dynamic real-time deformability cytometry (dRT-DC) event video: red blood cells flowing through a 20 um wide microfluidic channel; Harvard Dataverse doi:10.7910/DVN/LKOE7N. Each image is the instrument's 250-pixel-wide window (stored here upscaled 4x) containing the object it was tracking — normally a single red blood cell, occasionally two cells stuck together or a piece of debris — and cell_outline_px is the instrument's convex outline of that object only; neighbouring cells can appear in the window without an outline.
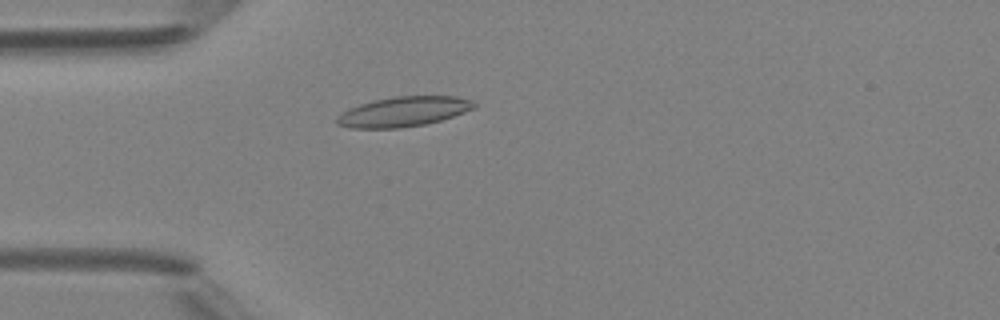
{"species": "Egyptian fruit bat (a non-hibernating species)", "species_latin": "Rousettus aegyptiacus", "temperature_condition": "room temperature", "stored_images_in_passage": 4, "camera_frame_rate_fps": 3000, "um_per_image_px": 0.085, "animal": {"sex": "female"}, "frame": {"image": 1, "passage_image": 4, "time_ms": 3.333, "image_size_px": [1000, 320], "cell_outline_px": [[476, 108], [440, 120], [424, 124], [400, 128], [348, 128], [336, 124], [336, 116], [340, 112], [348, 108], [360, 104], [376, 100], [396, 96], [456, 96], [472, 100], [476, 104]], "centroid_in_image_um": [34.26, 9.49], "position_along_channel_um": 50.7, "area_um2": 23.93}}